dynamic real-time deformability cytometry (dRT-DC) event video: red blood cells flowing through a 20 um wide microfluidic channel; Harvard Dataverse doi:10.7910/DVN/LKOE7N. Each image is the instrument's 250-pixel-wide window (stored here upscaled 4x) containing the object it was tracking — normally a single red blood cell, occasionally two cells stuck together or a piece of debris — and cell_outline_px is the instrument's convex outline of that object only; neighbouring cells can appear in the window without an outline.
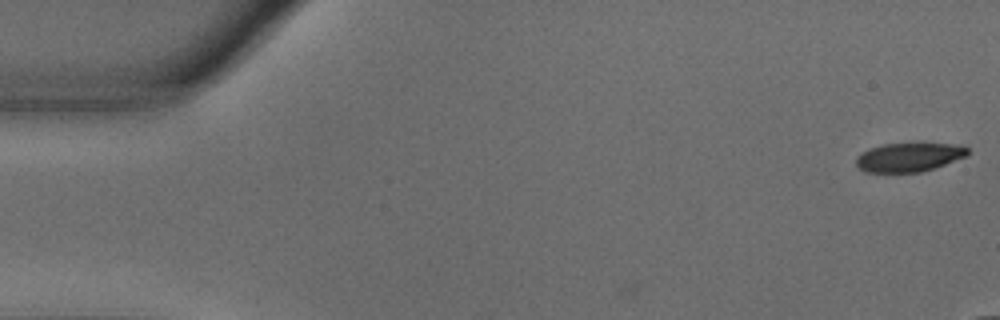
{"species": "common noctule bat (a hibernating species)", "species_latin": "Nyctalus noctula", "temperature_condition": "warm", "stored_images_in_passage": 15, "camera_frame_rate_fps": 3000, "um_per_image_px": 0.085, "animal": {"sex": "male", "body_mass_g": 18.8}, "frame": {"image": 1, "passage_image": 1, "time_ms": 0.0, "image_size_px": [1000, 320], "cell_outline_px": [[968, 156], [920, 172], [864, 172], [856, 164], [856, 156], [872, 148], [884, 144], [952, 144], [968, 148]], "centroid_in_image_um": [77.25, 13.37], "position_along_channel_um": 7.8, "area_um2": 18.32}}
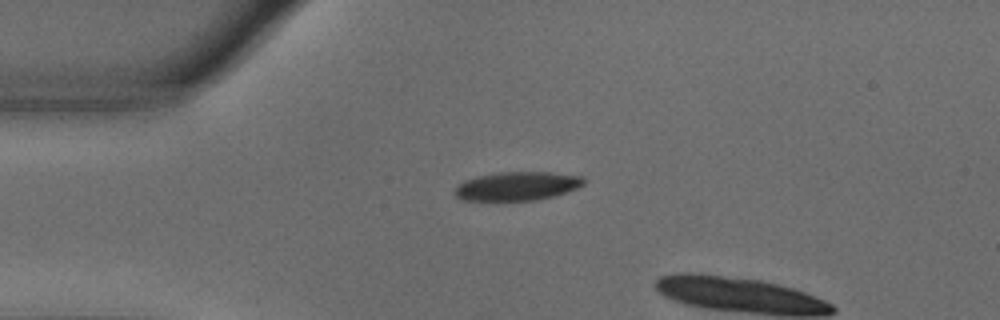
{"frame": {"image": 2, "passage_image": 13, "time_ms": 4.0, "image_size_px": [1000, 320], "cell_outline_px": [[584, 184], [576, 188], [552, 196], [536, 200], [464, 200], [456, 196], [452, 192], [464, 180], [476, 176], [500, 172], [552, 172], [584, 176]], "centroid_in_image_um": [43.95, 15.8], "position_along_channel_um": 41.0, "area_um2": 21.44}}